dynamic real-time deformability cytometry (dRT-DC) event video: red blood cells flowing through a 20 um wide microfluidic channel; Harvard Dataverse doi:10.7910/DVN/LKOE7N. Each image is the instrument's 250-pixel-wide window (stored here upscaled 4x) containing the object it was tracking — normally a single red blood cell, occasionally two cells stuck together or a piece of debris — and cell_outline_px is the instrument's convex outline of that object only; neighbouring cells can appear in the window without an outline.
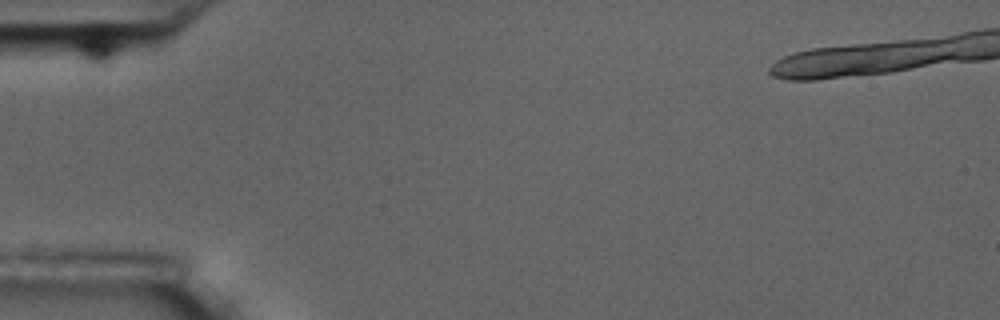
{"species": "common noctule bat (a hibernating species)", "species_latin": "Nyctalus noctula", "temperature_condition": "room temperature", "stored_images_in_passage": 5, "camera_frame_rate_fps": 3000, "um_per_image_px": 0.085, "animal": {"sex": "male", "body_mass_g": 17.5, "forearm_length_mm": 52.3}, "frame": {"image": 1, "passage_image": 1, "time_ms": 0.0, "image_size_px": [1000, 320], "cell_outline_px": [[120, 44], [112, 64], [108, 68], [92, 68], [84, 64], [68, 44], [72, 40], [92, 24], [116, 40]], "centroid_in_image_um": [8.09, 4.06], "position_along_channel_um": 76.9, "area_um2": 10.35}}